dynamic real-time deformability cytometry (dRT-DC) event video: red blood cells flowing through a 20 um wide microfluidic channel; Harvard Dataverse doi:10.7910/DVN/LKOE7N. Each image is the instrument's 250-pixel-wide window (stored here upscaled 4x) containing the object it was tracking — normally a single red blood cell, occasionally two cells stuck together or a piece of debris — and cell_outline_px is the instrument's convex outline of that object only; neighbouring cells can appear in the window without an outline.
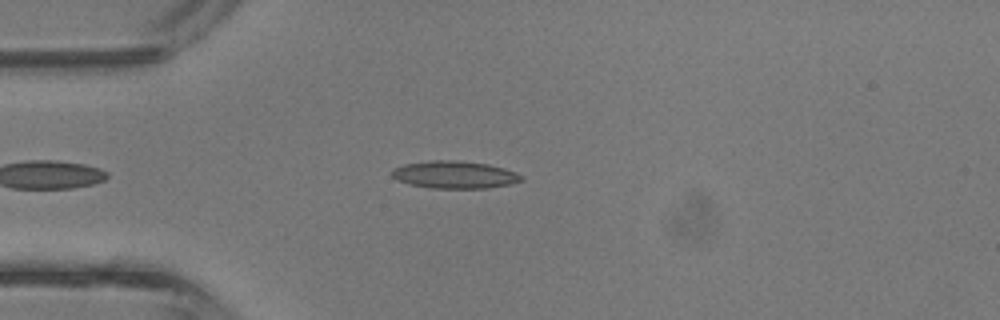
{"species": "common noctule bat (a hibernating species)", "species_latin": "Nyctalus noctula", "temperature_condition": "room temperature", "stored_images_in_passage": 30, "camera_frame_rate_fps": 3000, "um_per_image_px": 0.085, "animal": {"sex": "male", "body_mass_g": 13.3}, "frame": {"image": 1, "passage_image": 1, "time_ms": 0.0, "image_size_px": [1000, 320], "cell_outline_px": [[524, 180], [508, 184], [488, 188], [432, 188], [408, 184], [396, 180], [392, 176], [392, 172], [396, 168], [404, 164], [428, 160], [460, 160], [488, 164], [504, 168], [516, 172], [524, 176]], "centroid_in_image_um": [38.66, 14.84], "position_along_channel_um": 46.3, "area_um2": 20.81}}
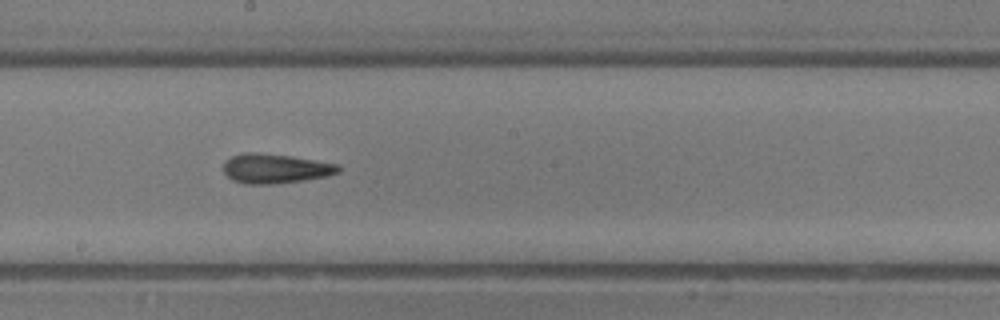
{"frame": {"image": 2, "passage_image": 13, "time_ms": 4.0, "image_size_px": [1000, 320], "cell_outline_px": [[340, 172], [328, 176], [304, 180], [272, 184], [244, 184], [232, 180], [224, 172], [224, 164], [232, 156], [244, 152], [252, 152], [288, 156], [336, 164], [340, 168]], "centroid_in_image_um": [23.38, 14.34], "position_along_channel_um": 224.8, "area_um2": 19.48}}
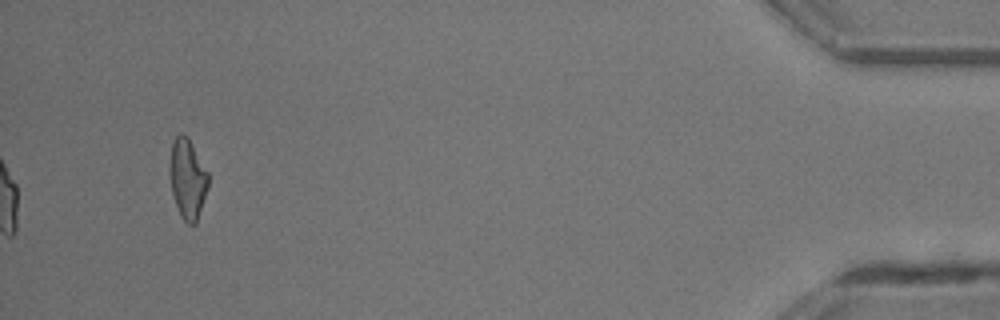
{"frame": {"image": 3, "passage_image": 30, "time_ms": 9.667, "image_size_px": [1000, 320], "cell_outline_px": [[208, 188], [196, 224], [188, 224], [180, 216], [172, 192], [168, 172], [168, 168], [172, 144], [176, 136], [180, 132], [188, 136], [208, 172]], "centroid_in_image_um": [15.93, 15.18], "position_along_channel_um": 419.3, "area_um2": 18.15}, "authors_computed_cell_mechanics": {"area_um2": 18.6405, "velocity_mm_per_s": 4.843, "shape_relaxation_time_tau1_ms": null, "shape_relaxation_time_tau2_ms": 8.2007, "deformation_change_tau1": null, "deformation_change_tau2": 0.2341}}